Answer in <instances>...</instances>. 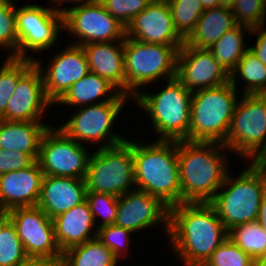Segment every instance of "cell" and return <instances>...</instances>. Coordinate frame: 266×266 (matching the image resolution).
Instances as JSON below:
<instances>
[{
    "label": "cell",
    "instance_id": "obj_26",
    "mask_svg": "<svg viewBox=\"0 0 266 266\" xmlns=\"http://www.w3.org/2000/svg\"><path fill=\"white\" fill-rule=\"evenodd\" d=\"M119 94L120 92L106 79L89 72L83 78L74 82L66 94L55 105L62 104L71 107L78 106L77 108H79L113 101Z\"/></svg>",
    "mask_w": 266,
    "mask_h": 266
},
{
    "label": "cell",
    "instance_id": "obj_17",
    "mask_svg": "<svg viewBox=\"0 0 266 266\" xmlns=\"http://www.w3.org/2000/svg\"><path fill=\"white\" fill-rule=\"evenodd\" d=\"M53 104L47 99L43 75L34 63L17 82L5 112L0 119L7 121H41L46 109Z\"/></svg>",
    "mask_w": 266,
    "mask_h": 266
},
{
    "label": "cell",
    "instance_id": "obj_24",
    "mask_svg": "<svg viewBox=\"0 0 266 266\" xmlns=\"http://www.w3.org/2000/svg\"><path fill=\"white\" fill-rule=\"evenodd\" d=\"M48 128L42 121L0 119V149L27 153L37 161L41 138Z\"/></svg>",
    "mask_w": 266,
    "mask_h": 266
},
{
    "label": "cell",
    "instance_id": "obj_46",
    "mask_svg": "<svg viewBox=\"0 0 266 266\" xmlns=\"http://www.w3.org/2000/svg\"><path fill=\"white\" fill-rule=\"evenodd\" d=\"M202 2V7L205 9H210L220 6V0H200Z\"/></svg>",
    "mask_w": 266,
    "mask_h": 266
},
{
    "label": "cell",
    "instance_id": "obj_37",
    "mask_svg": "<svg viewBox=\"0 0 266 266\" xmlns=\"http://www.w3.org/2000/svg\"><path fill=\"white\" fill-rule=\"evenodd\" d=\"M231 9L239 25L254 28L265 24L266 7L264 0H236Z\"/></svg>",
    "mask_w": 266,
    "mask_h": 266
},
{
    "label": "cell",
    "instance_id": "obj_48",
    "mask_svg": "<svg viewBox=\"0 0 266 266\" xmlns=\"http://www.w3.org/2000/svg\"><path fill=\"white\" fill-rule=\"evenodd\" d=\"M254 266H266V255L254 259Z\"/></svg>",
    "mask_w": 266,
    "mask_h": 266
},
{
    "label": "cell",
    "instance_id": "obj_34",
    "mask_svg": "<svg viewBox=\"0 0 266 266\" xmlns=\"http://www.w3.org/2000/svg\"><path fill=\"white\" fill-rule=\"evenodd\" d=\"M15 0H0V50L9 49L7 57L18 58ZM3 47V48H2ZM13 51V52H12Z\"/></svg>",
    "mask_w": 266,
    "mask_h": 266
},
{
    "label": "cell",
    "instance_id": "obj_11",
    "mask_svg": "<svg viewBox=\"0 0 266 266\" xmlns=\"http://www.w3.org/2000/svg\"><path fill=\"white\" fill-rule=\"evenodd\" d=\"M16 29L18 58L35 60L30 51L41 53L51 50L56 41H59L60 30H64L63 15L54 12L51 6L43 7L32 3L18 8L16 6Z\"/></svg>",
    "mask_w": 266,
    "mask_h": 266
},
{
    "label": "cell",
    "instance_id": "obj_19",
    "mask_svg": "<svg viewBox=\"0 0 266 266\" xmlns=\"http://www.w3.org/2000/svg\"><path fill=\"white\" fill-rule=\"evenodd\" d=\"M169 208L147 192L134 191L118 196L115 225L133 233L163 225L168 236Z\"/></svg>",
    "mask_w": 266,
    "mask_h": 266
},
{
    "label": "cell",
    "instance_id": "obj_29",
    "mask_svg": "<svg viewBox=\"0 0 266 266\" xmlns=\"http://www.w3.org/2000/svg\"><path fill=\"white\" fill-rule=\"evenodd\" d=\"M245 31L250 33L251 28L238 24L227 31L209 48L215 59L229 74L235 69L239 60L249 49V45L248 47L244 45Z\"/></svg>",
    "mask_w": 266,
    "mask_h": 266
},
{
    "label": "cell",
    "instance_id": "obj_30",
    "mask_svg": "<svg viewBox=\"0 0 266 266\" xmlns=\"http://www.w3.org/2000/svg\"><path fill=\"white\" fill-rule=\"evenodd\" d=\"M228 237L253 260L266 255V231L257 221L235 226Z\"/></svg>",
    "mask_w": 266,
    "mask_h": 266
},
{
    "label": "cell",
    "instance_id": "obj_3",
    "mask_svg": "<svg viewBox=\"0 0 266 266\" xmlns=\"http://www.w3.org/2000/svg\"><path fill=\"white\" fill-rule=\"evenodd\" d=\"M137 190L158 198L168 208L181 204L178 141H132Z\"/></svg>",
    "mask_w": 266,
    "mask_h": 266
},
{
    "label": "cell",
    "instance_id": "obj_15",
    "mask_svg": "<svg viewBox=\"0 0 266 266\" xmlns=\"http://www.w3.org/2000/svg\"><path fill=\"white\" fill-rule=\"evenodd\" d=\"M60 51L55 53L47 63V69L42 66L43 63L39 58L34 60L43 75L45 95L54 105L66 94L74 82L90 72L82 46L71 43Z\"/></svg>",
    "mask_w": 266,
    "mask_h": 266
},
{
    "label": "cell",
    "instance_id": "obj_31",
    "mask_svg": "<svg viewBox=\"0 0 266 266\" xmlns=\"http://www.w3.org/2000/svg\"><path fill=\"white\" fill-rule=\"evenodd\" d=\"M35 63L32 59L5 57L0 67V116L5 112L19 78Z\"/></svg>",
    "mask_w": 266,
    "mask_h": 266
},
{
    "label": "cell",
    "instance_id": "obj_40",
    "mask_svg": "<svg viewBox=\"0 0 266 266\" xmlns=\"http://www.w3.org/2000/svg\"><path fill=\"white\" fill-rule=\"evenodd\" d=\"M35 162L36 160L30 154L0 149V175L26 169Z\"/></svg>",
    "mask_w": 266,
    "mask_h": 266
},
{
    "label": "cell",
    "instance_id": "obj_18",
    "mask_svg": "<svg viewBox=\"0 0 266 266\" xmlns=\"http://www.w3.org/2000/svg\"><path fill=\"white\" fill-rule=\"evenodd\" d=\"M126 37L144 43L171 45L179 50L184 45V39L174 27L167 0H152L126 27Z\"/></svg>",
    "mask_w": 266,
    "mask_h": 266
},
{
    "label": "cell",
    "instance_id": "obj_41",
    "mask_svg": "<svg viewBox=\"0 0 266 266\" xmlns=\"http://www.w3.org/2000/svg\"><path fill=\"white\" fill-rule=\"evenodd\" d=\"M250 34H257V37L254 46H249V49L266 66V28L264 25L251 28V32L248 35Z\"/></svg>",
    "mask_w": 266,
    "mask_h": 266
},
{
    "label": "cell",
    "instance_id": "obj_44",
    "mask_svg": "<svg viewBox=\"0 0 266 266\" xmlns=\"http://www.w3.org/2000/svg\"><path fill=\"white\" fill-rule=\"evenodd\" d=\"M261 172L266 174V146L251 161Z\"/></svg>",
    "mask_w": 266,
    "mask_h": 266
},
{
    "label": "cell",
    "instance_id": "obj_47",
    "mask_svg": "<svg viewBox=\"0 0 266 266\" xmlns=\"http://www.w3.org/2000/svg\"><path fill=\"white\" fill-rule=\"evenodd\" d=\"M9 220L8 211L0 209V230L1 227Z\"/></svg>",
    "mask_w": 266,
    "mask_h": 266
},
{
    "label": "cell",
    "instance_id": "obj_6",
    "mask_svg": "<svg viewBox=\"0 0 266 266\" xmlns=\"http://www.w3.org/2000/svg\"><path fill=\"white\" fill-rule=\"evenodd\" d=\"M238 91L230 82L192 92L189 141L225 143Z\"/></svg>",
    "mask_w": 266,
    "mask_h": 266
},
{
    "label": "cell",
    "instance_id": "obj_16",
    "mask_svg": "<svg viewBox=\"0 0 266 266\" xmlns=\"http://www.w3.org/2000/svg\"><path fill=\"white\" fill-rule=\"evenodd\" d=\"M176 78L191 92L230 82V74L206 48L184 43L177 56Z\"/></svg>",
    "mask_w": 266,
    "mask_h": 266
},
{
    "label": "cell",
    "instance_id": "obj_22",
    "mask_svg": "<svg viewBox=\"0 0 266 266\" xmlns=\"http://www.w3.org/2000/svg\"><path fill=\"white\" fill-rule=\"evenodd\" d=\"M52 222L55 238L62 253L69 248L97 238L98 228H95L96 225L86 200L52 218Z\"/></svg>",
    "mask_w": 266,
    "mask_h": 266
},
{
    "label": "cell",
    "instance_id": "obj_35",
    "mask_svg": "<svg viewBox=\"0 0 266 266\" xmlns=\"http://www.w3.org/2000/svg\"><path fill=\"white\" fill-rule=\"evenodd\" d=\"M86 201L92 213L96 228L114 224L117 216L118 196L109 193L86 192Z\"/></svg>",
    "mask_w": 266,
    "mask_h": 266
},
{
    "label": "cell",
    "instance_id": "obj_36",
    "mask_svg": "<svg viewBox=\"0 0 266 266\" xmlns=\"http://www.w3.org/2000/svg\"><path fill=\"white\" fill-rule=\"evenodd\" d=\"M204 266H254V260L227 237Z\"/></svg>",
    "mask_w": 266,
    "mask_h": 266
},
{
    "label": "cell",
    "instance_id": "obj_20",
    "mask_svg": "<svg viewBox=\"0 0 266 266\" xmlns=\"http://www.w3.org/2000/svg\"><path fill=\"white\" fill-rule=\"evenodd\" d=\"M44 176L38 161L26 169L0 175V209L37 206Z\"/></svg>",
    "mask_w": 266,
    "mask_h": 266
},
{
    "label": "cell",
    "instance_id": "obj_7",
    "mask_svg": "<svg viewBox=\"0 0 266 266\" xmlns=\"http://www.w3.org/2000/svg\"><path fill=\"white\" fill-rule=\"evenodd\" d=\"M178 52L175 46L144 43L125 37V95L133 99L144 85L176 78Z\"/></svg>",
    "mask_w": 266,
    "mask_h": 266
},
{
    "label": "cell",
    "instance_id": "obj_39",
    "mask_svg": "<svg viewBox=\"0 0 266 266\" xmlns=\"http://www.w3.org/2000/svg\"><path fill=\"white\" fill-rule=\"evenodd\" d=\"M105 9L125 28L152 0H100Z\"/></svg>",
    "mask_w": 266,
    "mask_h": 266
},
{
    "label": "cell",
    "instance_id": "obj_28",
    "mask_svg": "<svg viewBox=\"0 0 266 266\" xmlns=\"http://www.w3.org/2000/svg\"><path fill=\"white\" fill-rule=\"evenodd\" d=\"M118 259L98 238L67 249L61 266H117Z\"/></svg>",
    "mask_w": 266,
    "mask_h": 266
},
{
    "label": "cell",
    "instance_id": "obj_38",
    "mask_svg": "<svg viewBox=\"0 0 266 266\" xmlns=\"http://www.w3.org/2000/svg\"><path fill=\"white\" fill-rule=\"evenodd\" d=\"M133 232L129 229L115 224L102 226L98 229L97 238L115 255L119 260L129 251V244ZM130 237V238H129ZM126 250V251H125ZM124 256H123V255Z\"/></svg>",
    "mask_w": 266,
    "mask_h": 266
},
{
    "label": "cell",
    "instance_id": "obj_10",
    "mask_svg": "<svg viewBox=\"0 0 266 266\" xmlns=\"http://www.w3.org/2000/svg\"><path fill=\"white\" fill-rule=\"evenodd\" d=\"M241 96L224 146L251 162L266 146V94Z\"/></svg>",
    "mask_w": 266,
    "mask_h": 266
},
{
    "label": "cell",
    "instance_id": "obj_14",
    "mask_svg": "<svg viewBox=\"0 0 266 266\" xmlns=\"http://www.w3.org/2000/svg\"><path fill=\"white\" fill-rule=\"evenodd\" d=\"M18 237L29 257L46 258L60 264L62 252L57 244L52 219L38 206L8 211Z\"/></svg>",
    "mask_w": 266,
    "mask_h": 266
},
{
    "label": "cell",
    "instance_id": "obj_1",
    "mask_svg": "<svg viewBox=\"0 0 266 266\" xmlns=\"http://www.w3.org/2000/svg\"><path fill=\"white\" fill-rule=\"evenodd\" d=\"M228 237L210 203H181L169 208L168 241L183 266H204Z\"/></svg>",
    "mask_w": 266,
    "mask_h": 266
},
{
    "label": "cell",
    "instance_id": "obj_5",
    "mask_svg": "<svg viewBox=\"0 0 266 266\" xmlns=\"http://www.w3.org/2000/svg\"><path fill=\"white\" fill-rule=\"evenodd\" d=\"M249 166L236 178L229 172L210 202L227 231L235 226L257 221L260 204L266 192V174L252 162Z\"/></svg>",
    "mask_w": 266,
    "mask_h": 266
},
{
    "label": "cell",
    "instance_id": "obj_32",
    "mask_svg": "<svg viewBox=\"0 0 266 266\" xmlns=\"http://www.w3.org/2000/svg\"><path fill=\"white\" fill-rule=\"evenodd\" d=\"M173 24L180 36L185 40L197 25L204 12L200 0H167Z\"/></svg>",
    "mask_w": 266,
    "mask_h": 266
},
{
    "label": "cell",
    "instance_id": "obj_25",
    "mask_svg": "<svg viewBox=\"0 0 266 266\" xmlns=\"http://www.w3.org/2000/svg\"><path fill=\"white\" fill-rule=\"evenodd\" d=\"M237 25L230 7L218 6L205 9L184 43L195 48L209 49L227 31Z\"/></svg>",
    "mask_w": 266,
    "mask_h": 266
},
{
    "label": "cell",
    "instance_id": "obj_13",
    "mask_svg": "<svg viewBox=\"0 0 266 266\" xmlns=\"http://www.w3.org/2000/svg\"><path fill=\"white\" fill-rule=\"evenodd\" d=\"M64 31L74 35L73 45L122 41L126 28L119 23L100 1L77 7H63Z\"/></svg>",
    "mask_w": 266,
    "mask_h": 266
},
{
    "label": "cell",
    "instance_id": "obj_43",
    "mask_svg": "<svg viewBox=\"0 0 266 266\" xmlns=\"http://www.w3.org/2000/svg\"><path fill=\"white\" fill-rule=\"evenodd\" d=\"M58 263L46 258L29 257L17 266H57Z\"/></svg>",
    "mask_w": 266,
    "mask_h": 266
},
{
    "label": "cell",
    "instance_id": "obj_12",
    "mask_svg": "<svg viewBox=\"0 0 266 266\" xmlns=\"http://www.w3.org/2000/svg\"><path fill=\"white\" fill-rule=\"evenodd\" d=\"M88 145L71 139L58 127L49 128L41 138L38 163L44 175L84 179L91 153Z\"/></svg>",
    "mask_w": 266,
    "mask_h": 266
},
{
    "label": "cell",
    "instance_id": "obj_4",
    "mask_svg": "<svg viewBox=\"0 0 266 266\" xmlns=\"http://www.w3.org/2000/svg\"><path fill=\"white\" fill-rule=\"evenodd\" d=\"M158 93L140 92L133 97L152 121L158 140L189 141L192 92L173 78Z\"/></svg>",
    "mask_w": 266,
    "mask_h": 266
},
{
    "label": "cell",
    "instance_id": "obj_33",
    "mask_svg": "<svg viewBox=\"0 0 266 266\" xmlns=\"http://www.w3.org/2000/svg\"><path fill=\"white\" fill-rule=\"evenodd\" d=\"M28 258L14 225L8 220L0 230V266H17Z\"/></svg>",
    "mask_w": 266,
    "mask_h": 266
},
{
    "label": "cell",
    "instance_id": "obj_27",
    "mask_svg": "<svg viewBox=\"0 0 266 266\" xmlns=\"http://www.w3.org/2000/svg\"><path fill=\"white\" fill-rule=\"evenodd\" d=\"M238 74V75H237ZM238 77V78H237ZM239 79V80H238ZM245 85V95L266 94V66L248 49L230 73V83L237 89L238 81Z\"/></svg>",
    "mask_w": 266,
    "mask_h": 266
},
{
    "label": "cell",
    "instance_id": "obj_45",
    "mask_svg": "<svg viewBox=\"0 0 266 266\" xmlns=\"http://www.w3.org/2000/svg\"><path fill=\"white\" fill-rule=\"evenodd\" d=\"M257 222L266 231V192H265V194H264V196L262 198V202L260 204V209H259Z\"/></svg>",
    "mask_w": 266,
    "mask_h": 266
},
{
    "label": "cell",
    "instance_id": "obj_9",
    "mask_svg": "<svg viewBox=\"0 0 266 266\" xmlns=\"http://www.w3.org/2000/svg\"><path fill=\"white\" fill-rule=\"evenodd\" d=\"M129 99L132 100L120 93L113 101L79 107L65 124L58 127L71 139L83 145L93 143L98 145V148L118 145L127 138L113 132L112 128Z\"/></svg>",
    "mask_w": 266,
    "mask_h": 266
},
{
    "label": "cell",
    "instance_id": "obj_23",
    "mask_svg": "<svg viewBox=\"0 0 266 266\" xmlns=\"http://www.w3.org/2000/svg\"><path fill=\"white\" fill-rule=\"evenodd\" d=\"M89 71L106 79L125 94L124 40L82 45Z\"/></svg>",
    "mask_w": 266,
    "mask_h": 266
},
{
    "label": "cell",
    "instance_id": "obj_49",
    "mask_svg": "<svg viewBox=\"0 0 266 266\" xmlns=\"http://www.w3.org/2000/svg\"><path fill=\"white\" fill-rule=\"evenodd\" d=\"M235 2L236 0H220V6L232 8Z\"/></svg>",
    "mask_w": 266,
    "mask_h": 266
},
{
    "label": "cell",
    "instance_id": "obj_42",
    "mask_svg": "<svg viewBox=\"0 0 266 266\" xmlns=\"http://www.w3.org/2000/svg\"><path fill=\"white\" fill-rule=\"evenodd\" d=\"M51 5H54V7L52 6V10L56 13L62 14L63 15V8L62 3L64 2H68V3H76V6L73 7H77V6H81L84 4H91L100 0H49ZM52 2V3H51ZM61 4V5H60ZM59 5V6H58ZM58 6V7H57ZM61 7V8H60Z\"/></svg>",
    "mask_w": 266,
    "mask_h": 266
},
{
    "label": "cell",
    "instance_id": "obj_2",
    "mask_svg": "<svg viewBox=\"0 0 266 266\" xmlns=\"http://www.w3.org/2000/svg\"><path fill=\"white\" fill-rule=\"evenodd\" d=\"M226 151L230 150L223 143L178 141L181 203H206L215 198L230 172Z\"/></svg>",
    "mask_w": 266,
    "mask_h": 266
},
{
    "label": "cell",
    "instance_id": "obj_8",
    "mask_svg": "<svg viewBox=\"0 0 266 266\" xmlns=\"http://www.w3.org/2000/svg\"><path fill=\"white\" fill-rule=\"evenodd\" d=\"M86 192L121 196L136 189L132 140L118 145L97 148L88 163L85 175Z\"/></svg>",
    "mask_w": 266,
    "mask_h": 266
},
{
    "label": "cell",
    "instance_id": "obj_21",
    "mask_svg": "<svg viewBox=\"0 0 266 266\" xmlns=\"http://www.w3.org/2000/svg\"><path fill=\"white\" fill-rule=\"evenodd\" d=\"M84 179L45 175L37 206L51 219L86 200Z\"/></svg>",
    "mask_w": 266,
    "mask_h": 266
}]
</instances>
